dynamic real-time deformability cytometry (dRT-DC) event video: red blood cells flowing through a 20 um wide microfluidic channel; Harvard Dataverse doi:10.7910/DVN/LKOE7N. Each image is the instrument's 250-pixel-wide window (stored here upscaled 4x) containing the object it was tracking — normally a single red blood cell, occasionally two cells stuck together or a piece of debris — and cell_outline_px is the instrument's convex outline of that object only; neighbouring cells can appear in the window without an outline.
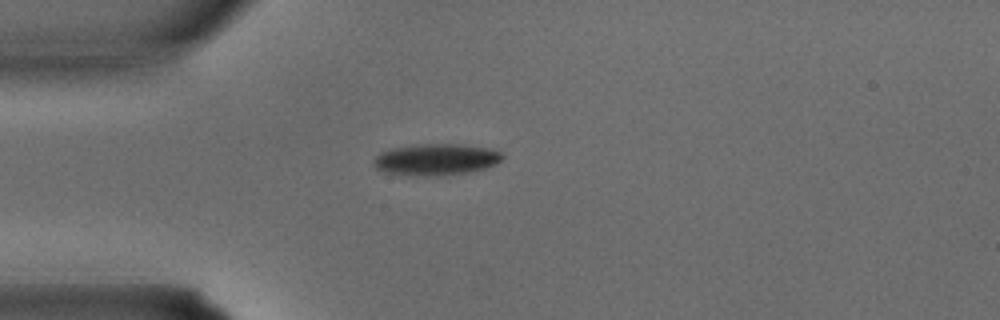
{"species": "common noctule bat (a hibernating species)", "species_latin": "Nyctalus noctula", "temperature_condition": "warm", "stored_images_in_passage": 26, "camera_frame_rate_fps": 3000, "um_per_image_px": 0.085, "animal": {"sex": "male", "body_mass_g": 15.6}, "frame": {"image": 1, "passage_image": 1, "time_ms": 0.0, "image_size_px": [1000, 320], "cell_outline_px": [[504, 156], [496, 164], [484, 168], [468, 172], [428, 176], [416, 176], [388, 172], [376, 168], [372, 164], [372, 160], [380, 152], [392, 148], [412, 144], [464, 144], [488, 148], [500, 152]], "centroid_in_image_um": [37.03, 13.54], "position_along_channel_um": 48.0, "area_um2": 23.58}}
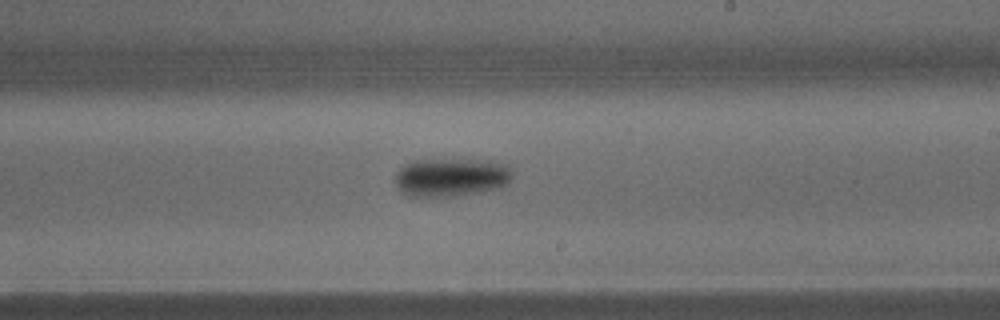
{"frame": {"image": 2, "passage_image": 12, "time_ms": 3.667, "image_size_px": [1000, 320], "cell_outline_px": [[512, 176], [508, 184], [500, 188], [456, 196], [412, 196], [400, 192], [396, 184], [396, 172], [404, 164], [412, 160], [488, 160], [508, 164], [512, 172]], "centroid_in_image_um": [38.37, 15.06], "position_along_channel_um": 250.6, "area_um2": 26.36}}
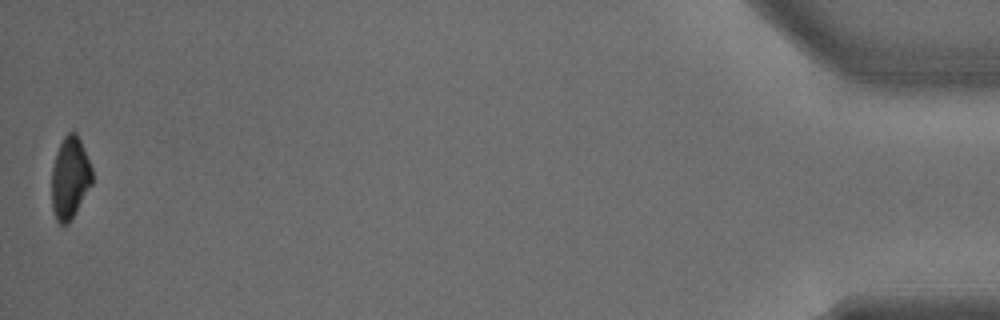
{"frame": {"image": 3, "passage_image": 26, "time_ms": 8.333, "image_size_px": [1000, 320], "cell_outline_px": [[92, 184], [76, 212], [68, 224], [60, 224], [56, 220], [52, 208], [52, 168], [56, 152], [64, 136], [72, 128], [76, 132], [80, 140], [92, 168]], "centroid_in_image_um": [5.94, 15.11], "position_along_channel_um": 429.3, "area_um2": 19.42}}